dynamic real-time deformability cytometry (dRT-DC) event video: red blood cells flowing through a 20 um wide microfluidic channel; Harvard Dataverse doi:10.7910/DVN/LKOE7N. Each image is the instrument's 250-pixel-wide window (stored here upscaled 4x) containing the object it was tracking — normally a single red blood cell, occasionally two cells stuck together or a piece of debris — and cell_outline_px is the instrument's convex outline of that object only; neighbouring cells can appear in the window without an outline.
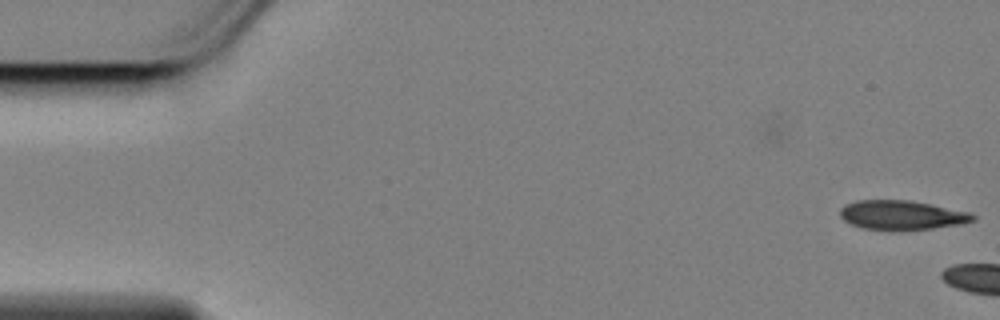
{"species": "Egyptian fruit bat (a non-hibernating species)", "species_latin": "Rousettus aegyptiacus", "temperature_condition": "cold", "stored_images_in_passage": 2, "camera_frame_rate_fps": 3000, "um_per_image_px": 0.085, "animal": {"sex": "female"}, "frame": {"image": 1, "passage_image": 2, "time_ms": 0.333, "image_size_px": [1000, 320], "cell_outline_px": [[976, 220], [964, 224], [900, 232], [892, 232], [860, 228], [844, 220], [840, 216], [840, 208], [844, 204], [856, 200], [908, 200], [968, 212], [976, 216]], "centroid_in_image_um": [76.61, 18.32], "position_along_channel_um": 8.4, "area_um2": 23.18}}